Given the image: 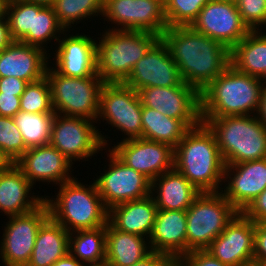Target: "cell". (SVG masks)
I'll use <instances>...</instances> for the list:
<instances>
[{"instance_id":"8d00e7d4","label":"cell","mask_w":266,"mask_h":266,"mask_svg":"<svg viewBox=\"0 0 266 266\" xmlns=\"http://www.w3.org/2000/svg\"><path fill=\"white\" fill-rule=\"evenodd\" d=\"M210 0H164V16L168 27L191 26Z\"/></svg>"},{"instance_id":"7a4b0ae2","label":"cell","mask_w":266,"mask_h":266,"mask_svg":"<svg viewBox=\"0 0 266 266\" xmlns=\"http://www.w3.org/2000/svg\"><path fill=\"white\" fill-rule=\"evenodd\" d=\"M225 166L215 136L204 122L189 128L174 148V168L200 192H219L220 182L227 178Z\"/></svg>"},{"instance_id":"ba28073f","label":"cell","mask_w":266,"mask_h":266,"mask_svg":"<svg viewBox=\"0 0 266 266\" xmlns=\"http://www.w3.org/2000/svg\"><path fill=\"white\" fill-rule=\"evenodd\" d=\"M46 78L56 114L91 119L94 123L98 118L100 92L105 84L100 77H67L48 67Z\"/></svg>"},{"instance_id":"d6a6232c","label":"cell","mask_w":266,"mask_h":266,"mask_svg":"<svg viewBox=\"0 0 266 266\" xmlns=\"http://www.w3.org/2000/svg\"><path fill=\"white\" fill-rule=\"evenodd\" d=\"M64 31L66 30L59 23L53 7L38 4V13H34L33 32H28L20 42L43 48L42 44L46 41L52 38L59 40L56 37L57 32Z\"/></svg>"},{"instance_id":"5b68a950","label":"cell","mask_w":266,"mask_h":266,"mask_svg":"<svg viewBox=\"0 0 266 266\" xmlns=\"http://www.w3.org/2000/svg\"><path fill=\"white\" fill-rule=\"evenodd\" d=\"M102 36L97 44V75L104 83H123L134 65L160 38L152 32L118 28Z\"/></svg>"},{"instance_id":"60d3db41","label":"cell","mask_w":266,"mask_h":266,"mask_svg":"<svg viewBox=\"0 0 266 266\" xmlns=\"http://www.w3.org/2000/svg\"><path fill=\"white\" fill-rule=\"evenodd\" d=\"M254 223H266V188L242 211Z\"/></svg>"},{"instance_id":"9f6ffc18","label":"cell","mask_w":266,"mask_h":266,"mask_svg":"<svg viewBox=\"0 0 266 266\" xmlns=\"http://www.w3.org/2000/svg\"><path fill=\"white\" fill-rule=\"evenodd\" d=\"M6 3H10V2H13V1H19V0H4Z\"/></svg>"},{"instance_id":"8992f818","label":"cell","mask_w":266,"mask_h":266,"mask_svg":"<svg viewBox=\"0 0 266 266\" xmlns=\"http://www.w3.org/2000/svg\"><path fill=\"white\" fill-rule=\"evenodd\" d=\"M59 186L55 201L45 197L50 217L55 222L69 233L106 226L108 209L103 204L95 182L86 188L76 179H71Z\"/></svg>"},{"instance_id":"db71d44e","label":"cell","mask_w":266,"mask_h":266,"mask_svg":"<svg viewBox=\"0 0 266 266\" xmlns=\"http://www.w3.org/2000/svg\"><path fill=\"white\" fill-rule=\"evenodd\" d=\"M259 78H260V81L262 82V86H265L266 85V81H265L266 80V69H265L264 73ZM263 81H265V84Z\"/></svg>"},{"instance_id":"9a60e30c","label":"cell","mask_w":266,"mask_h":266,"mask_svg":"<svg viewBox=\"0 0 266 266\" xmlns=\"http://www.w3.org/2000/svg\"><path fill=\"white\" fill-rule=\"evenodd\" d=\"M103 16L119 30L147 31L161 36L168 28L164 0H104Z\"/></svg>"},{"instance_id":"4316f807","label":"cell","mask_w":266,"mask_h":266,"mask_svg":"<svg viewBox=\"0 0 266 266\" xmlns=\"http://www.w3.org/2000/svg\"><path fill=\"white\" fill-rule=\"evenodd\" d=\"M70 233L49 217L39 228L26 266H51L69 253Z\"/></svg>"},{"instance_id":"3957f363","label":"cell","mask_w":266,"mask_h":266,"mask_svg":"<svg viewBox=\"0 0 266 266\" xmlns=\"http://www.w3.org/2000/svg\"><path fill=\"white\" fill-rule=\"evenodd\" d=\"M262 87L259 77L242 73L230 64L200 93V116L250 115L252 110L258 113Z\"/></svg>"},{"instance_id":"74e56055","label":"cell","mask_w":266,"mask_h":266,"mask_svg":"<svg viewBox=\"0 0 266 266\" xmlns=\"http://www.w3.org/2000/svg\"><path fill=\"white\" fill-rule=\"evenodd\" d=\"M0 148L13 163L28 149L13 117L0 116Z\"/></svg>"},{"instance_id":"52a82bcc","label":"cell","mask_w":266,"mask_h":266,"mask_svg":"<svg viewBox=\"0 0 266 266\" xmlns=\"http://www.w3.org/2000/svg\"><path fill=\"white\" fill-rule=\"evenodd\" d=\"M222 192H201L186 210L187 253L205 250L239 212Z\"/></svg>"},{"instance_id":"f35d334b","label":"cell","mask_w":266,"mask_h":266,"mask_svg":"<svg viewBox=\"0 0 266 266\" xmlns=\"http://www.w3.org/2000/svg\"><path fill=\"white\" fill-rule=\"evenodd\" d=\"M238 12L250 31L266 25V0H235ZM258 27V28H257Z\"/></svg>"},{"instance_id":"836d02e7","label":"cell","mask_w":266,"mask_h":266,"mask_svg":"<svg viewBox=\"0 0 266 266\" xmlns=\"http://www.w3.org/2000/svg\"><path fill=\"white\" fill-rule=\"evenodd\" d=\"M53 10L64 29L87 16L103 14L104 0H54Z\"/></svg>"},{"instance_id":"f546056e","label":"cell","mask_w":266,"mask_h":266,"mask_svg":"<svg viewBox=\"0 0 266 266\" xmlns=\"http://www.w3.org/2000/svg\"><path fill=\"white\" fill-rule=\"evenodd\" d=\"M142 138L175 148L188 128L179 120L142 105Z\"/></svg>"},{"instance_id":"c3c4849f","label":"cell","mask_w":266,"mask_h":266,"mask_svg":"<svg viewBox=\"0 0 266 266\" xmlns=\"http://www.w3.org/2000/svg\"><path fill=\"white\" fill-rule=\"evenodd\" d=\"M257 114H258V118L260 119L261 123L266 127V86L262 87L261 102H260V107H259ZM259 115L261 117H259Z\"/></svg>"},{"instance_id":"4dcf8cb0","label":"cell","mask_w":266,"mask_h":266,"mask_svg":"<svg viewBox=\"0 0 266 266\" xmlns=\"http://www.w3.org/2000/svg\"><path fill=\"white\" fill-rule=\"evenodd\" d=\"M77 235L73 238V234ZM74 240V241H73ZM69 253L88 264L106 261V226L70 232Z\"/></svg>"},{"instance_id":"f1b7e54d","label":"cell","mask_w":266,"mask_h":266,"mask_svg":"<svg viewBox=\"0 0 266 266\" xmlns=\"http://www.w3.org/2000/svg\"><path fill=\"white\" fill-rule=\"evenodd\" d=\"M250 31L230 50V64L238 71L260 77L266 69V33Z\"/></svg>"},{"instance_id":"ab89813d","label":"cell","mask_w":266,"mask_h":266,"mask_svg":"<svg viewBox=\"0 0 266 266\" xmlns=\"http://www.w3.org/2000/svg\"><path fill=\"white\" fill-rule=\"evenodd\" d=\"M176 266H230L222 263L206 250H193L184 255Z\"/></svg>"},{"instance_id":"e0dca14e","label":"cell","mask_w":266,"mask_h":266,"mask_svg":"<svg viewBox=\"0 0 266 266\" xmlns=\"http://www.w3.org/2000/svg\"><path fill=\"white\" fill-rule=\"evenodd\" d=\"M255 223L238 212L223 232L205 249L230 266H253Z\"/></svg>"},{"instance_id":"f6af8a7d","label":"cell","mask_w":266,"mask_h":266,"mask_svg":"<svg viewBox=\"0 0 266 266\" xmlns=\"http://www.w3.org/2000/svg\"><path fill=\"white\" fill-rule=\"evenodd\" d=\"M133 266H176V262L165 254L152 252L145 259L135 263Z\"/></svg>"},{"instance_id":"4fadbf2b","label":"cell","mask_w":266,"mask_h":266,"mask_svg":"<svg viewBox=\"0 0 266 266\" xmlns=\"http://www.w3.org/2000/svg\"><path fill=\"white\" fill-rule=\"evenodd\" d=\"M191 27L231 50L249 32L238 12L235 0H210Z\"/></svg>"},{"instance_id":"484cf974","label":"cell","mask_w":266,"mask_h":266,"mask_svg":"<svg viewBox=\"0 0 266 266\" xmlns=\"http://www.w3.org/2000/svg\"><path fill=\"white\" fill-rule=\"evenodd\" d=\"M155 190L158 192L157 197H154L158 210L186 211L201 193L175 168L164 172L151 182V192Z\"/></svg>"},{"instance_id":"ee69618b","label":"cell","mask_w":266,"mask_h":266,"mask_svg":"<svg viewBox=\"0 0 266 266\" xmlns=\"http://www.w3.org/2000/svg\"><path fill=\"white\" fill-rule=\"evenodd\" d=\"M29 83L16 77L0 78V92L21 96Z\"/></svg>"},{"instance_id":"b9f144b4","label":"cell","mask_w":266,"mask_h":266,"mask_svg":"<svg viewBox=\"0 0 266 266\" xmlns=\"http://www.w3.org/2000/svg\"><path fill=\"white\" fill-rule=\"evenodd\" d=\"M253 263H266V223H255Z\"/></svg>"},{"instance_id":"f5cc1de1","label":"cell","mask_w":266,"mask_h":266,"mask_svg":"<svg viewBox=\"0 0 266 266\" xmlns=\"http://www.w3.org/2000/svg\"><path fill=\"white\" fill-rule=\"evenodd\" d=\"M90 266H109V264L105 261V262H100V263H91L88 264Z\"/></svg>"},{"instance_id":"2e32d148","label":"cell","mask_w":266,"mask_h":266,"mask_svg":"<svg viewBox=\"0 0 266 266\" xmlns=\"http://www.w3.org/2000/svg\"><path fill=\"white\" fill-rule=\"evenodd\" d=\"M111 151L151 182L174 168V148L165 143L143 138L123 139Z\"/></svg>"},{"instance_id":"6da1fadb","label":"cell","mask_w":266,"mask_h":266,"mask_svg":"<svg viewBox=\"0 0 266 266\" xmlns=\"http://www.w3.org/2000/svg\"><path fill=\"white\" fill-rule=\"evenodd\" d=\"M183 82L201 93L230 65V50L191 26L168 27L160 36Z\"/></svg>"},{"instance_id":"f907efd6","label":"cell","mask_w":266,"mask_h":266,"mask_svg":"<svg viewBox=\"0 0 266 266\" xmlns=\"http://www.w3.org/2000/svg\"><path fill=\"white\" fill-rule=\"evenodd\" d=\"M25 1L30 2V3L39 4L42 6H52L53 2H54V0H25Z\"/></svg>"},{"instance_id":"681fc988","label":"cell","mask_w":266,"mask_h":266,"mask_svg":"<svg viewBox=\"0 0 266 266\" xmlns=\"http://www.w3.org/2000/svg\"><path fill=\"white\" fill-rule=\"evenodd\" d=\"M14 163L0 148V172L8 170Z\"/></svg>"},{"instance_id":"816d5d0a","label":"cell","mask_w":266,"mask_h":266,"mask_svg":"<svg viewBox=\"0 0 266 266\" xmlns=\"http://www.w3.org/2000/svg\"><path fill=\"white\" fill-rule=\"evenodd\" d=\"M6 2L4 0H0V17L6 16Z\"/></svg>"},{"instance_id":"7bdbcfd3","label":"cell","mask_w":266,"mask_h":266,"mask_svg":"<svg viewBox=\"0 0 266 266\" xmlns=\"http://www.w3.org/2000/svg\"><path fill=\"white\" fill-rule=\"evenodd\" d=\"M20 111V97L0 92V116L14 117Z\"/></svg>"},{"instance_id":"bcb514c9","label":"cell","mask_w":266,"mask_h":266,"mask_svg":"<svg viewBox=\"0 0 266 266\" xmlns=\"http://www.w3.org/2000/svg\"><path fill=\"white\" fill-rule=\"evenodd\" d=\"M12 42L13 40L10 36L8 20L5 16L0 17V52Z\"/></svg>"},{"instance_id":"7dc6e473","label":"cell","mask_w":266,"mask_h":266,"mask_svg":"<svg viewBox=\"0 0 266 266\" xmlns=\"http://www.w3.org/2000/svg\"><path fill=\"white\" fill-rule=\"evenodd\" d=\"M82 263L83 262H80L75 257H73L70 253H68L63 258H60L59 260H57L51 266H85Z\"/></svg>"},{"instance_id":"5bb4252c","label":"cell","mask_w":266,"mask_h":266,"mask_svg":"<svg viewBox=\"0 0 266 266\" xmlns=\"http://www.w3.org/2000/svg\"><path fill=\"white\" fill-rule=\"evenodd\" d=\"M109 170L95 181L104 206L111 207L144 198L151 192V181L140 172L123 163L110 151Z\"/></svg>"},{"instance_id":"83f0119b","label":"cell","mask_w":266,"mask_h":266,"mask_svg":"<svg viewBox=\"0 0 266 266\" xmlns=\"http://www.w3.org/2000/svg\"><path fill=\"white\" fill-rule=\"evenodd\" d=\"M145 239L106 224V262L109 266H133L152 253ZM149 249V250H148Z\"/></svg>"},{"instance_id":"ac0fdd59","label":"cell","mask_w":266,"mask_h":266,"mask_svg":"<svg viewBox=\"0 0 266 266\" xmlns=\"http://www.w3.org/2000/svg\"><path fill=\"white\" fill-rule=\"evenodd\" d=\"M183 82L166 44L159 38L133 67L123 82L139 91L145 87H174Z\"/></svg>"},{"instance_id":"30bf717a","label":"cell","mask_w":266,"mask_h":266,"mask_svg":"<svg viewBox=\"0 0 266 266\" xmlns=\"http://www.w3.org/2000/svg\"><path fill=\"white\" fill-rule=\"evenodd\" d=\"M121 129L126 139L142 138V104L138 92L123 83H105L100 92L98 117Z\"/></svg>"},{"instance_id":"d4e9b609","label":"cell","mask_w":266,"mask_h":266,"mask_svg":"<svg viewBox=\"0 0 266 266\" xmlns=\"http://www.w3.org/2000/svg\"><path fill=\"white\" fill-rule=\"evenodd\" d=\"M33 184L13 164L8 170L0 172V210L7 216L22 215L39 207L45 199L30 197L28 193ZM30 197V199H28Z\"/></svg>"},{"instance_id":"d590c367","label":"cell","mask_w":266,"mask_h":266,"mask_svg":"<svg viewBox=\"0 0 266 266\" xmlns=\"http://www.w3.org/2000/svg\"><path fill=\"white\" fill-rule=\"evenodd\" d=\"M20 111L29 113H55L50 84L46 76L29 83L20 96Z\"/></svg>"},{"instance_id":"603a6c76","label":"cell","mask_w":266,"mask_h":266,"mask_svg":"<svg viewBox=\"0 0 266 266\" xmlns=\"http://www.w3.org/2000/svg\"><path fill=\"white\" fill-rule=\"evenodd\" d=\"M149 239L152 252L165 254L177 263L187 254L186 211L158 210Z\"/></svg>"},{"instance_id":"44dd1931","label":"cell","mask_w":266,"mask_h":266,"mask_svg":"<svg viewBox=\"0 0 266 266\" xmlns=\"http://www.w3.org/2000/svg\"><path fill=\"white\" fill-rule=\"evenodd\" d=\"M58 41L60 44L55 57V70L59 74L74 78L99 77L95 40L78 34Z\"/></svg>"},{"instance_id":"d6986e66","label":"cell","mask_w":266,"mask_h":266,"mask_svg":"<svg viewBox=\"0 0 266 266\" xmlns=\"http://www.w3.org/2000/svg\"><path fill=\"white\" fill-rule=\"evenodd\" d=\"M14 164L32 184L48 181L60 185L73 179L68 175L72 163L50 143L28 148Z\"/></svg>"},{"instance_id":"7c38bea8","label":"cell","mask_w":266,"mask_h":266,"mask_svg":"<svg viewBox=\"0 0 266 266\" xmlns=\"http://www.w3.org/2000/svg\"><path fill=\"white\" fill-rule=\"evenodd\" d=\"M143 106L179 119L188 129L201 122L200 93L182 82L174 87H145L138 91Z\"/></svg>"},{"instance_id":"11a10c76","label":"cell","mask_w":266,"mask_h":266,"mask_svg":"<svg viewBox=\"0 0 266 266\" xmlns=\"http://www.w3.org/2000/svg\"><path fill=\"white\" fill-rule=\"evenodd\" d=\"M253 266H266V263H253Z\"/></svg>"},{"instance_id":"7402d4cb","label":"cell","mask_w":266,"mask_h":266,"mask_svg":"<svg viewBox=\"0 0 266 266\" xmlns=\"http://www.w3.org/2000/svg\"><path fill=\"white\" fill-rule=\"evenodd\" d=\"M44 48L13 41L0 52V78L16 77L28 83L46 76L47 57Z\"/></svg>"},{"instance_id":"1f68e13d","label":"cell","mask_w":266,"mask_h":266,"mask_svg":"<svg viewBox=\"0 0 266 266\" xmlns=\"http://www.w3.org/2000/svg\"><path fill=\"white\" fill-rule=\"evenodd\" d=\"M54 116L55 113H29L19 111L13 117L28 148L50 143Z\"/></svg>"},{"instance_id":"8fae6325","label":"cell","mask_w":266,"mask_h":266,"mask_svg":"<svg viewBox=\"0 0 266 266\" xmlns=\"http://www.w3.org/2000/svg\"><path fill=\"white\" fill-rule=\"evenodd\" d=\"M49 217L45 201L29 213L10 216L0 249L6 266H26L29 263L38 230Z\"/></svg>"},{"instance_id":"277c9868","label":"cell","mask_w":266,"mask_h":266,"mask_svg":"<svg viewBox=\"0 0 266 266\" xmlns=\"http://www.w3.org/2000/svg\"><path fill=\"white\" fill-rule=\"evenodd\" d=\"M215 136L225 165L266 158V127L258 116L201 117Z\"/></svg>"},{"instance_id":"ffe728a7","label":"cell","mask_w":266,"mask_h":266,"mask_svg":"<svg viewBox=\"0 0 266 266\" xmlns=\"http://www.w3.org/2000/svg\"><path fill=\"white\" fill-rule=\"evenodd\" d=\"M232 169L235 173L233 178L229 177ZM226 175L230 182L223 194L242 212L266 188V158L226 165L224 176Z\"/></svg>"},{"instance_id":"9c48e42d","label":"cell","mask_w":266,"mask_h":266,"mask_svg":"<svg viewBox=\"0 0 266 266\" xmlns=\"http://www.w3.org/2000/svg\"><path fill=\"white\" fill-rule=\"evenodd\" d=\"M92 124L91 119L60 116L55 113L50 144L71 163L74 159L90 157L100 151V148H105L104 146L107 144L106 139Z\"/></svg>"},{"instance_id":"cb8c5ba5","label":"cell","mask_w":266,"mask_h":266,"mask_svg":"<svg viewBox=\"0 0 266 266\" xmlns=\"http://www.w3.org/2000/svg\"><path fill=\"white\" fill-rule=\"evenodd\" d=\"M157 212L158 209L151 194L111 207L108 210V222L119 231L145 238L152 232Z\"/></svg>"},{"instance_id":"e575fe53","label":"cell","mask_w":266,"mask_h":266,"mask_svg":"<svg viewBox=\"0 0 266 266\" xmlns=\"http://www.w3.org/2000/svg\"><path fill=\"white\" fill-rule=\"evenodd\" d=\"M34 13H38V4L25 0L6 4V17L13 41H21L28 32H33Z\"/></svg>"}]
</instances>
